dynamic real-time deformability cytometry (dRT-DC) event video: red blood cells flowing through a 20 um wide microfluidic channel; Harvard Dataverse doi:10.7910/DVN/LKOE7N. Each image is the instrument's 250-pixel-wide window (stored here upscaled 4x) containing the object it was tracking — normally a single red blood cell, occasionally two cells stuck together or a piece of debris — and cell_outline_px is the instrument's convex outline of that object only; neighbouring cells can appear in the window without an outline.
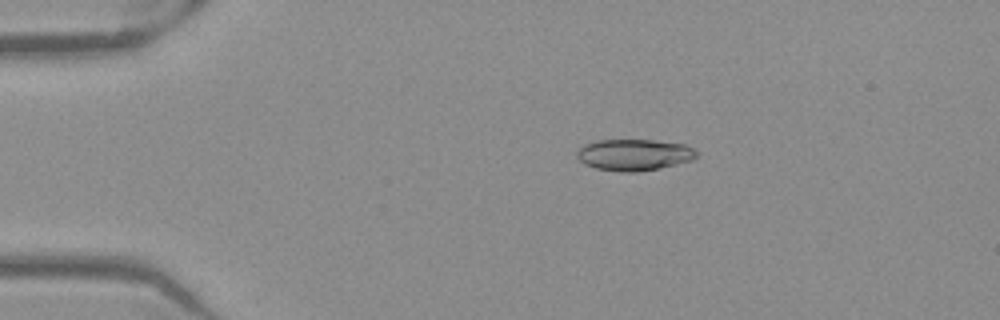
{"species": "Egyptian fruit bat (a non-hibernating species)", "species_latin": "Rousettus aegyptiacus", "temperature_condition": "warm", "stored_images_in_passage": 51, "camera_frame_rate_fps": 3000, "um_per_image_px": 0.085, "frame": {"image": 1, "passage_image": 10, "time_ms": 3.0, "image_size_px": [1000, 320], "cell_outline_px": [[696, 156], [692, 160], [660, 168], [640, 172], [620, 172], [596, 168], [584, 164], [576, 156], [576, 152], [584, 144], [596, 140], [652, 140], [684, 144], [692, 148], [696, 152]], "centroid_in_image_um": [53.86, 13.16], "position_along_channel_um": 31.1, "area_um2": 21.91}}
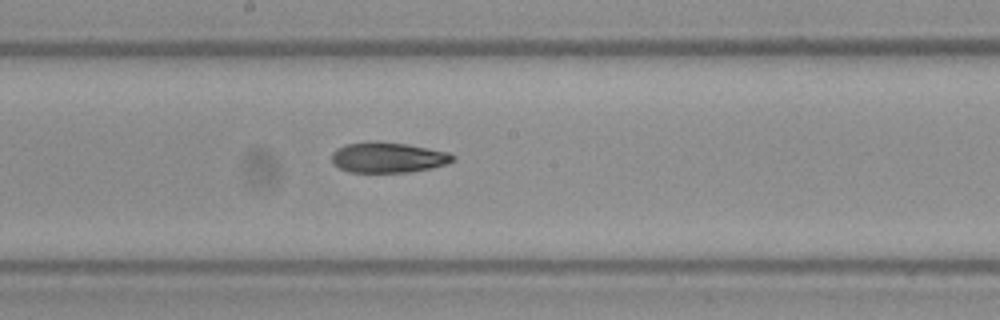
{"frame": {"image": 2, "passage_image": 28, "time_ms": 9.0, "image_size_px": [1000, 320], "cell_outline_px": [[456, 160], [448, 164], [432, 168], [408, 172], [348, 172], [332, 164], [332, 152], [336, 148], [344, 144], [376, 140], [408, 144], [448, 152], [456, 156]], "centroid_in_image_um": [32.98, 13.37], "position_along_channel_um": 215.2, "area_um2": 21.91}}
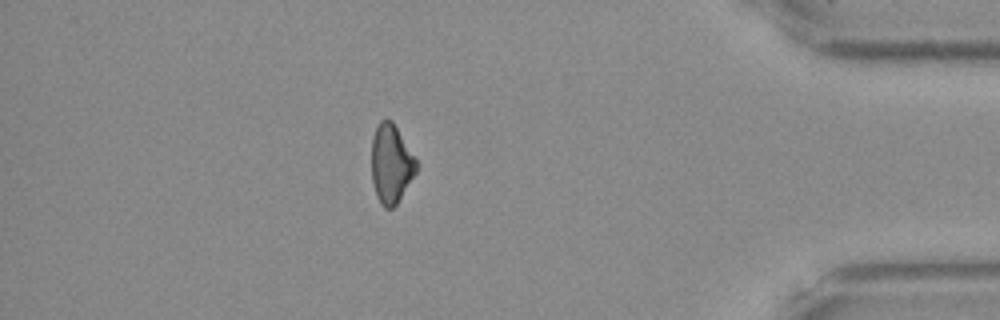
{"frame": {"image": 3, "passage_image": 45, "time_ms": 14.667, "image_size_px": [1000, 320], "cell_outline_px": [[416, 172], [396, 204], [392, 208], [384, 208], [380, 204], [376, 196], [372, 180], [372, 136], [380, 120], [392, 120], [416, 160]], "centroid_in_image_um": [33.21, 13.93], "position_along_channel_um": 402.0, "area_um2": 20.23}}